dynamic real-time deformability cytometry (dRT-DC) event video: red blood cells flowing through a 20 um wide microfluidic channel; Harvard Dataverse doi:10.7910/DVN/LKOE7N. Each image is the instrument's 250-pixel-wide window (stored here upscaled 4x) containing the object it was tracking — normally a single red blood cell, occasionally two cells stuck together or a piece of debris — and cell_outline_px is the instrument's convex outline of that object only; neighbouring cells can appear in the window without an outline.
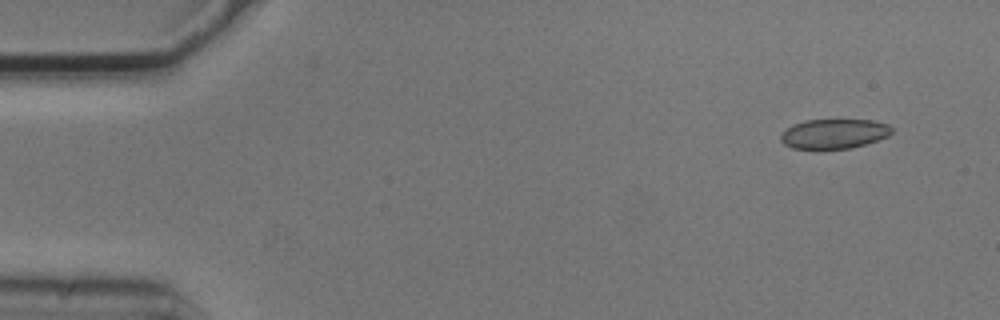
{"species": "common noctule bat (a hibernating species)", "species_latin": "Nyctalus noctula", "temperature_condition": "cold", "stored_images_in_passage": 4, "camera_frame_rate_fps": 3000, "um_per_image_px": 0.085, "animal": {"sex": "male", "body_mass_g": 20.5, "forearm_length_mm": 52.5}, "frame": {"image": 1, "passage_image": 1, "time_ms": 0.0, "image_size_px": [1000, 320], "cell_outline_px": [[892, 132], [888, 136], [852, 148], [824, 152], [792, 148], [784, 144], [780, 140], [780, 136], [792, 124], [804, 120], [872, 120], [888, 124], [892, 128]], "centroid_in_image_um": [70.85, 11.41], "position_along_channel_um": 14.2, "area_um2": 19.83}}
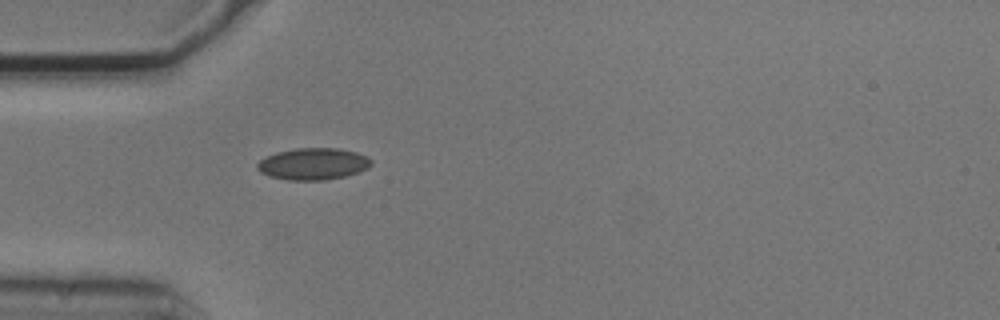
{"frame": {"image": 2, "passage_image": 4, "time_ms": 1.0, "image_size_px": [1000, 320], "cell_outline_px": [[372, 164], [368, 168], [344, 176], [324, 180], [288, 180], [268, 176], [260, 172], [256, 168], [256, 164], [260, 160], [276, 152], [296, 148], [336, 148], [356, 152], [368, 156], [372, 160]], "centroid_in_image_um": [26.6, 13.93], "position_along_channel_um": 58.4, "area_um2": 21.1}}